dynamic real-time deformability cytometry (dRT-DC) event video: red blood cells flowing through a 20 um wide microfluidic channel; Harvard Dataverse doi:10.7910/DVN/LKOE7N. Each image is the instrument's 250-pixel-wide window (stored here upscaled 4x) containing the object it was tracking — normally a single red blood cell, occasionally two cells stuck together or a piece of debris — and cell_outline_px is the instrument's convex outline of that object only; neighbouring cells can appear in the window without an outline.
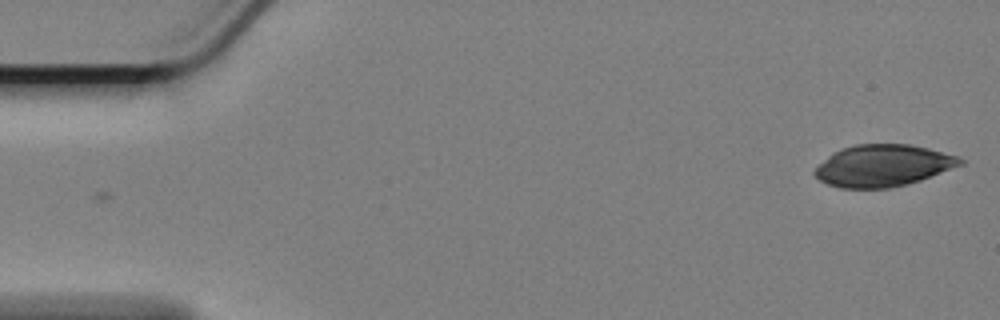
{"species": "Egyptian fruit bat (a non-hibernating species)", "species_latin": "Rousettus aegyptiacus", "temperature_condition": "cold", "stored_images_in_passage": 57, "camera_frame_rate_fps": 3000, "um_per_image_px": 0.085, "animal": {"sex": "female"}, "frame": {"image": 1, "passage_image": 1, "time_ms": 0.0, "image_size_px": [1000, 320], "cell_outline_px": [[964, 164], [920, 180], [908, 184], [892, 188], [840, 188], [828, 184], [820, 180], [812, 172], [828, 156], [844, 148], [856, 144], [912, 144], [928, 148], [956, 156], [964, 160]], "centroid_in_image_um": [75.07, 14.08], "position_along_channel_um": 9.9, "area_um2": 35.2}}